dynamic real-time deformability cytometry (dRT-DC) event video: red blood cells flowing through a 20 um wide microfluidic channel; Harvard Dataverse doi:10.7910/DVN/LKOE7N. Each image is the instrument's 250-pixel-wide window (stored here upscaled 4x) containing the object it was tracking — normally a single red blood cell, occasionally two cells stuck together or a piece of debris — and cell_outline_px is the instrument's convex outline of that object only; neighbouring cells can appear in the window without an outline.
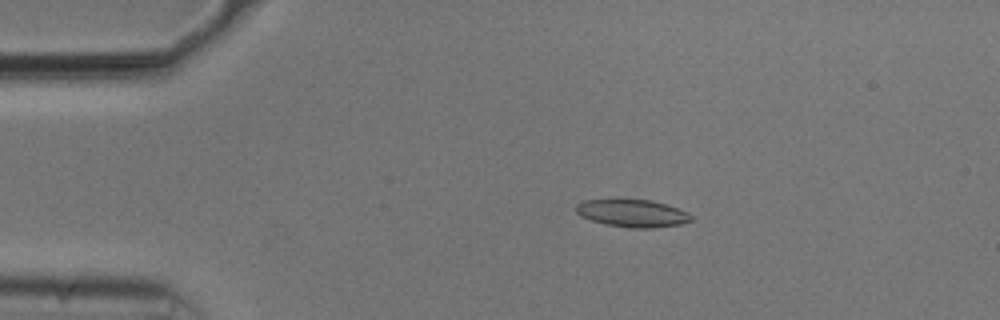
{"species": "common noctule bat (a hibernating species)", "species_latin": "Nyctalus noctula", "temperature_condition": "cold", "stored_images_in_passage": 54, "camera_frame_rate_fps": 3000, "um_per_image_px": 0.085, "animal": {"sex": "male", "body_mass_g": 20.5, "forearm_length_mm": 52.5}, "frame": {"image": 1, "passage_image": 11, "time_ms": 3.333, "image_size_px": [1000, 320], "cell_outline_px": [[692, 220], [680, 224], [652, 228], [632, 228], [604, 224], [580, 216], [576, 212], [576, 204], [584, 200], [616, 196], [648, 200], [664, 204], [688, 212], [692, 216]], "centroid_in_image_um": [53.67, 18.08], "position_along_channel_um": 31.3, "area_um2": 19.13}}
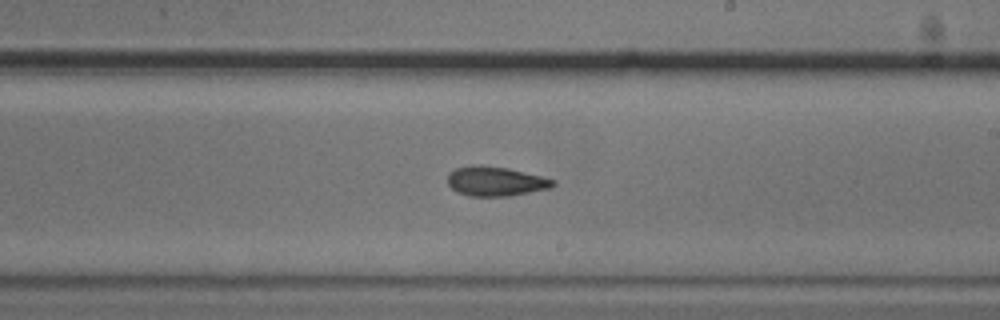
{"frame": {"image": 2, "passage_image": 32, "time_ms": 10.333, "image_size_px": [1000, 320], "cell_outline_px": [[556, 184], [548, 188], [508, 196], [468, 196], [456, 192], [448, 184], [448, 172], [456, 168], [472, 164], [480, 164], [508, 168], [556, 180]], "centroid_in_image_um": [42.07, 15.39], "position_along_channel_um": 246.9, "area_um2": 18.15}}
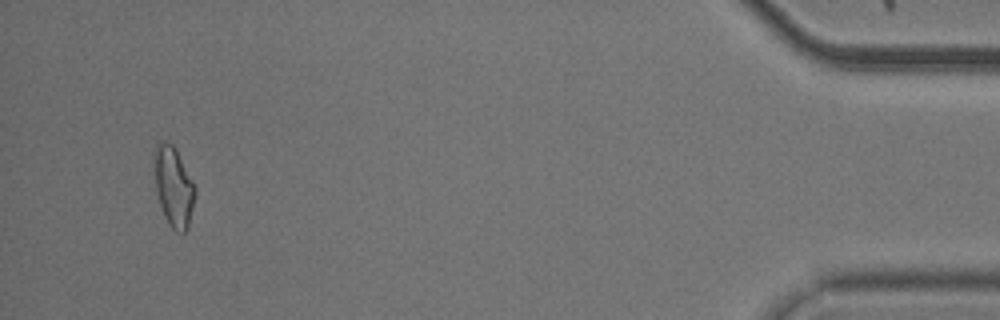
{"frame": {"image": 3, "passage_image": 52, "time_ms": 17.0, "image_size_px": [1000, 320], "cell_outline_px": [[196, 192], [188, 228], [184, 232], [176, 232], [168, 224], [164, 216], [156, 192], [156, 144], [164, 140], [172, 144], [176, 148], [196, 188]], "centroid_in_image_um": [14.79, 15.9], "position_along_channel_um": 420.4, "area_um2": 18.61}, "authors_computed_cell_mechanics": {"area_um2": 18.1781, "velocity_mm_per_s": 3.7508, "shape_relaxation_time_tau1_ms": null, "shape_relaxation_time_tau2_ms": 4.6526, "deformation_change_tau1": null, "deformation_change_tau2": 0.1227}}